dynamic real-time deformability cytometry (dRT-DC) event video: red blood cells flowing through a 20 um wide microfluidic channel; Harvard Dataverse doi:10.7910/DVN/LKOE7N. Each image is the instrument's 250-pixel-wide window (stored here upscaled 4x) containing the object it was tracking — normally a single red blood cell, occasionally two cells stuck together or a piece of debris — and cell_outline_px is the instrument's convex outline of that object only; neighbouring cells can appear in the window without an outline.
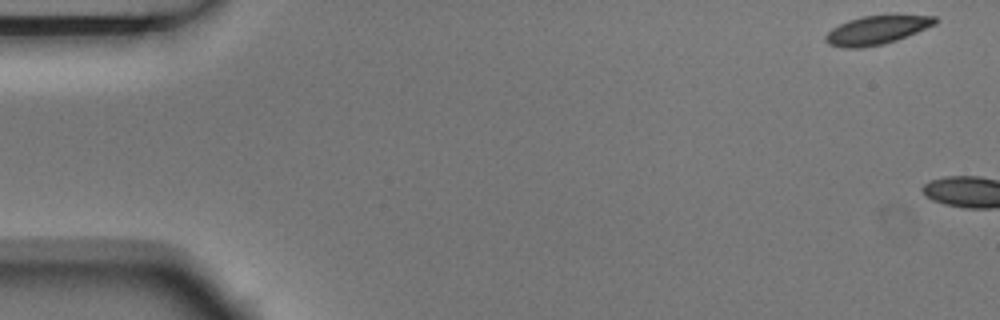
{"species": "Egyptian fruit bat (a non-hibernating species)", "species_latin": "Rousettus aegyptiacus", "temperature_condition": "room temperature", "stored_images_in_passage": 2, "camera_frame_rate_fps": 3000, "um_per_image_px": 0.085, "animal": {"sex": "male"}, "frame": {"image": 1, "passage_image": 1, "time_ms": 0.0, "image_size_px": [1000, 320], "cell_outline_px": [[940, 20], [936, 24], [896, 40], [884, 44], [860, 48], [840, 48], [828, 44], [824, 40], [824, 36], [832, 28], [848, 20], [864, 16], [936, 16]], "centroid_in_image_um": [74.48, 2.58], "position_along_channel_um": 10.5, "area_um2": 18.09}}